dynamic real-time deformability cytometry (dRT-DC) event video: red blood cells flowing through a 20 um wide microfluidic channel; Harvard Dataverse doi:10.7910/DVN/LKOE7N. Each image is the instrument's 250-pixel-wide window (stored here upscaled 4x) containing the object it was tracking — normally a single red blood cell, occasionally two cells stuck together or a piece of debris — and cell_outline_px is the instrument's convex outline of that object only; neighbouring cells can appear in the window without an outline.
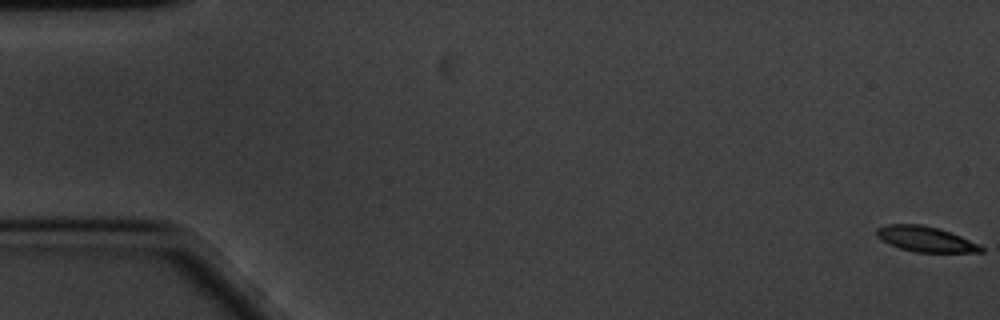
{"species": "common noctule bat (a hibernating species)", "species_latin": "Nyctalus noctula", "temperature_condition": "cold", "stored_images_in_passage": 60, "camera_frame_rate_fps": 3000, "um_per_image_px": 0.085, "animal": {"sex": "male", "body_mass_g": 20.1, "forearm_length_mm": 53.5}, "frame": {"image": 1, "passage_image": 1, "time_ms": 0.0, "image_size_px": [1000, 320], "cell_outline_px": [[984, 252], [916, 252], [900, 248], [888, 244], [876, 236], [876, 228], [888, 224], [920, 224], [936, 228], [960, 236], [984, 248]], "centroid_in_image_um": [78.61, 20.32], "position_along_channel_um": 6.4, "area_um2": 15.14}}
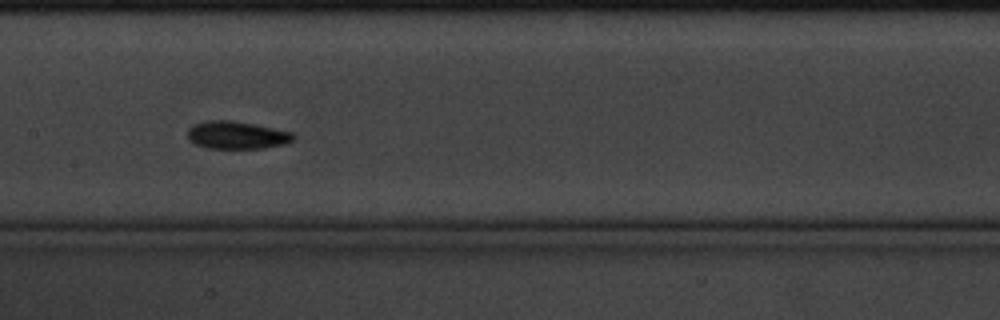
{"frame": {"image": 2, "passage_image": 30, "time_ms": 9.667, "image_size_px": [1000, 320], "cell_outline_px": [[296, 140], [284, 144], [264, 148], [208, 148], [196, 144], [188, 140], [188, 128], [192, 124], [204, 120], [228, 120], [252, 124], [292, 132], [296, 136]], "centroid_in_image_um": [20.11, 11.48], "position_along_channel_um": 187.3, "area_um2": 17.11}}
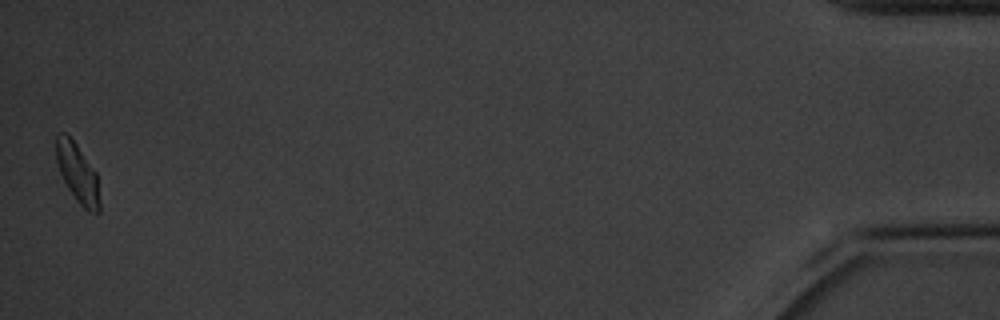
{"frame": {"image": 3, "passage_image": 60, "time_ms": 19.667, "image_size_px": [1000, 320], "cell_outline_px": [[100, 212], [88, 212], [76, 200], [68, 188], [60, 172], [56, 160], [56, 132], [64, 132], [76, 144], [96, 172], [100, 204]], "centroid_in_image_um": [6.59, 14.72], "position_along_channel_um": 428.6, "area_um2": 14.8}, "authors_computed_cell_mechanics": {"area_um2": 15.895, "velocity_mm_per_s": 3.3507, "shape_relaxation_time_tau1_ms": 1.9699, "shape_relaxation_time_tau2_ms": 3.0493, "deformation_change_tau1": 0.136, "deformation_change_tau2": 0.0931}}